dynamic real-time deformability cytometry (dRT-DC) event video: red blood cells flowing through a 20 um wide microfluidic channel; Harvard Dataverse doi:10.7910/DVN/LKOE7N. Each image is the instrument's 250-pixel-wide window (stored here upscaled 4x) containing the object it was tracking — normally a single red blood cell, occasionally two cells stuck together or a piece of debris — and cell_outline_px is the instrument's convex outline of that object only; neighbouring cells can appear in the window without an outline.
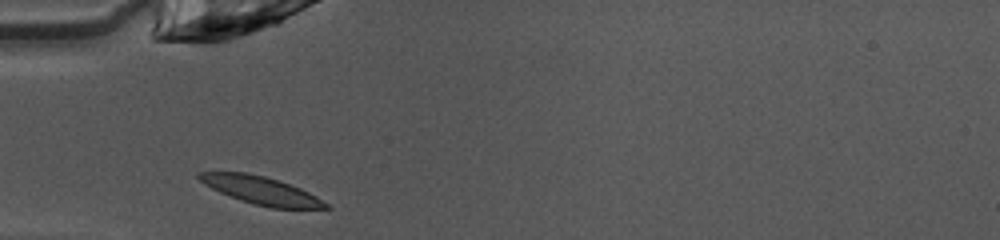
{"species": "common noctule bat (a hibernating species)", "species_latin": "Nyctalus noctula", "temperature_condition": "warm", "stored_images_in_passage": 33, "camera_frame_rate_fps": 3000, "um_per_image_px": 0.085, "animal": {"sex": "female", "body_mass_g": 10.0, "forearm_length_mm": 53.1}, "frame": {"image": 1, "passage_image": 1, "time_ms": 0.0, "image_size_px": [1000, 240], "cell_outline_px": [[332, 208], [272, 208], [240, 200], [220, 192], [204, 184], [196, 176], [196, 172], [248, 172], [264, 176], [300, 188], [316, 196], [328, 204]], "centroid_in_image_um": [22.16, 16.17], "position_along_channel_um": 62.8, "area_um2": 20.23}}
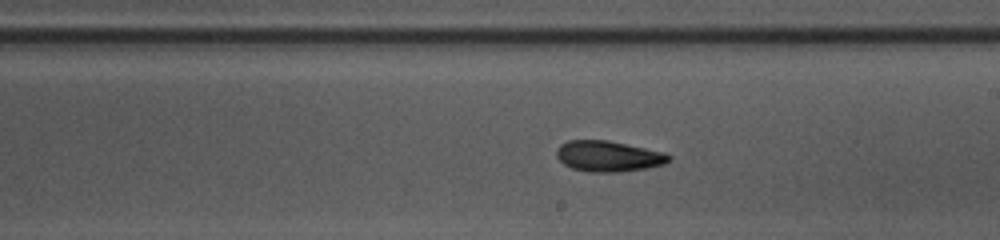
{"frame": {"image": 2, "passage_image": 14, "time_ms": 4.333, "image_size_px": [1000, 240], "cell_outline_px": [[672, 160], [664, 164], [648, 168], [620, 172], [588, 172], [572, 168], [564, 164], [556, 156], [556, 148], [560, 144], [568, 140], [608, 140], [664, 152], [672, 156]], "centroid_in_image_um": [51.72, 13.28], "position_along_channel_um": 237.3, "area_um2": 20.35}}
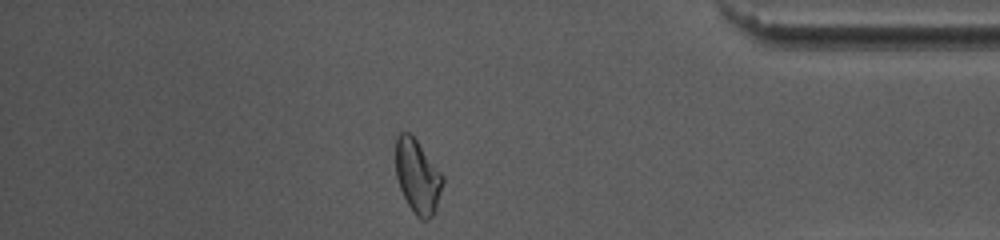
{"frame": {"image": 3, "passage_image": 28, "time_ms": 9.0, "image_size_px": [1000, 240], "cell_outline_px": [[444, 180], [436, 208], [432, 216], [428, 220], [420, 220], [416, 216], [408, 204], [400, 188], [396, 176], [396, 140], [400, 132], [408, 132], [416, 140], [444, 176]], "centroid_in_image_um": [35.5, 15.02], "position_along_channel_um": 399.7, "area_um2": 20.0}, "authors_computed_cell_mechanics": {"area_um2": 19.9988, "velocity_mm_per_s": 4.0557, "shape_relaxation_time_tau1_ms": 5.0922, "shape_relaxation_time_tau2_ms": 2.7596, "deformation_change_tau1": 0.1325, "deformation_change_tau2": 0.0922}}